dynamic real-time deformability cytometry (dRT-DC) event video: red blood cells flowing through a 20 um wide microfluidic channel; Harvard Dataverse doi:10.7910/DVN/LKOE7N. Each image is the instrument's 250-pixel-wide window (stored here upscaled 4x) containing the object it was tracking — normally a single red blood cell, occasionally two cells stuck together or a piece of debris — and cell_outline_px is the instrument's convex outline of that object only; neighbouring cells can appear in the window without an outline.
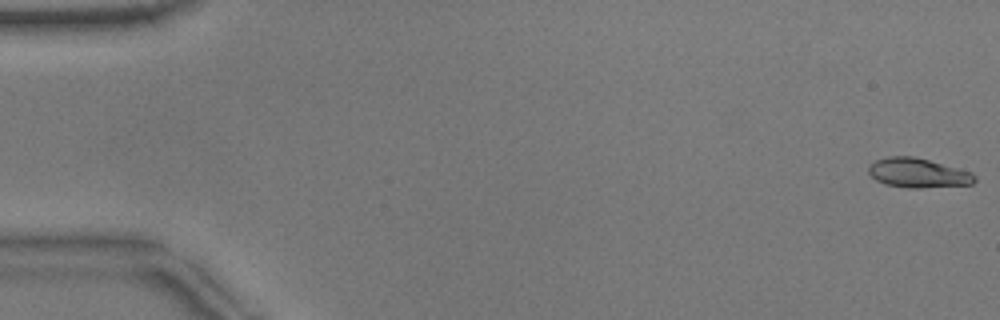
{"species": "common noctule bat (a hibernating species)", "species_latin": "Nyctalus noctula", "temperature_condition": "warm", "stored_images_in_passage": 53, "camera_frame_rate_fps": 3000, "um_per_image_px": 0.085, "animal": {"sex": "male", "body_mass_g": 17.9}, "frame": {"image": 1, "passage_image": 1, "time_ms": 0.0, "image_size_px": [1000, 320], "cell_outline_px": [[976, 180], [972, 184], [920, 188], [908, 188], [884, 184], [876, 180], [868, 172], [868, 164], [876, 160], [888, 156], [912, 156], [928, 160], [972, 172], [976, 176]], "centroid_in_image_um": [78.0, 14.7], "position_along_channel_um": 7.0, "area_um2": 18.21}}
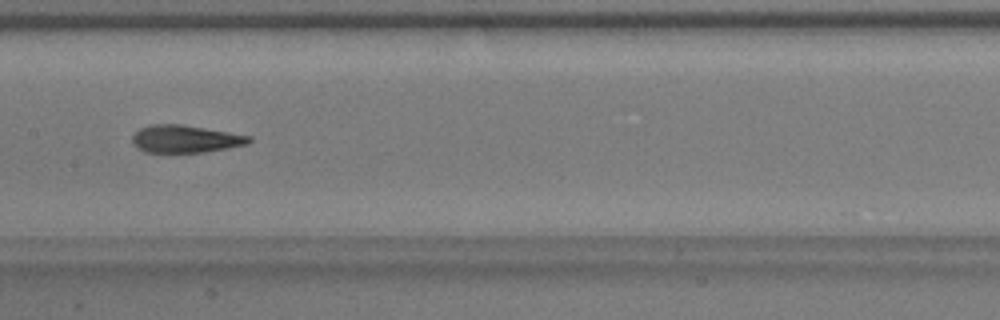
{"frame": {"image": 2, "passage_image": 27, "time_ms": 8.667, "image_size_px": [1000, 320], "cell_outline_px": [[252, 140], [248, 144], [228, 148], [200, 152], [144, 152], [132, 140], [132, 136], [140, 128], [152, 124], [180, 124], [252, 136]], "centroid_in_image_um": [15.78, 11.8], "position_along_channel_um": 191.6, "area_um2": 18.44}}
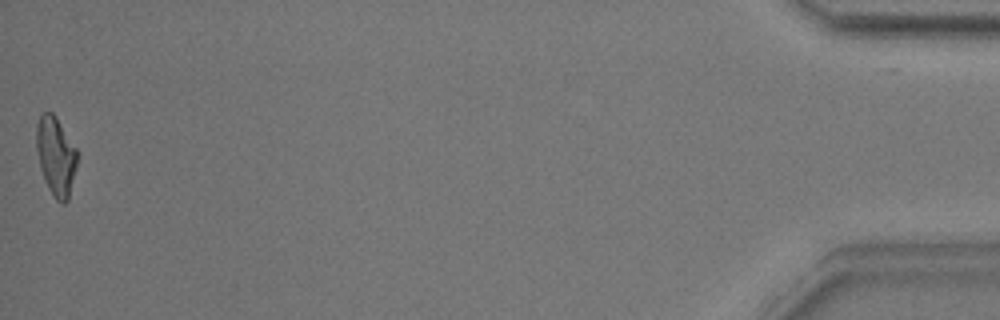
{"frame": {"image": 3, "passage_image": 53, "time_ms": 17.333, "image_size_px": [1000, 320], "cell_outline_px": [[80, 156], [68, 200], [64, 204], [60, 204], [56, 200], [48, 188], [40, 168], [36, 148], [36, 124], [40, 116], [44, 112], [52, 112], [56, 116], [80, 152]], "centroid_in_image_um": [4.79, 13.27], "position_along_channel_um": 430.4, "area_um2": 19.31}, "authors_computed_cell_mechanics": {"area_um2": 18.9006, "velocity_mm_per_s": 3.8412, "shape_relaxation_time_tau1_ms": 4.2482, "shape_relaxation_time_tau2_ms": 1.0205, "deformation_change_tau1": 0.1863, "deformation_change_tau2": 0.0817}}